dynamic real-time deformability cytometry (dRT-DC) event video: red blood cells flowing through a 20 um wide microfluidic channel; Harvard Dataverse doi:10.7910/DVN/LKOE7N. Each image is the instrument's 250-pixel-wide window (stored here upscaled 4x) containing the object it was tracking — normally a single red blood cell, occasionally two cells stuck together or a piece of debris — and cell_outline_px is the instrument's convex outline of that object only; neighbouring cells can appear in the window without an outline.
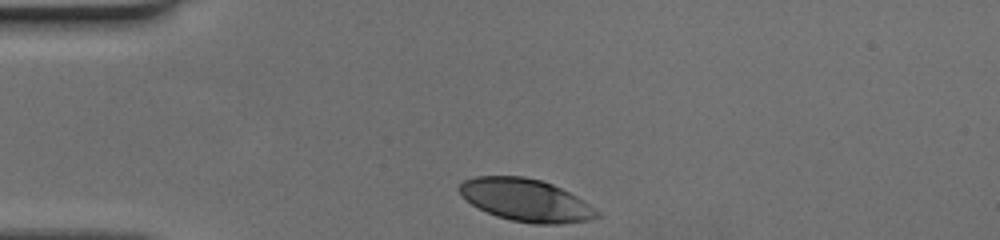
{"species": "human", "species_latin": "Homo sapiens", "temperature_condition": "cold", "stored_images_in_passage": 29, "camera_frame_rate_fps": 3000, "um_per_image_px": 0.085, "donor": {"sex": "female"}, "frame": {"image": 1, "passage_image": 1, "time_ms": 0.0, "image_size_px": [1000, 240], "cell_outline_px": [[600, 216], [588, 220], [560, 224], [532, 224], [512, 220], [496, 216], [472, 204], [460, 192], [460, 184], [464, 180], [476, 176], [524, 176], [540, 180], [552, 184], [584, 200], [600, 212]], "centroid_in_image_um": [44.74, 17.01], "position_along_channel_um": 40.3, "area_um2": 33.7}}
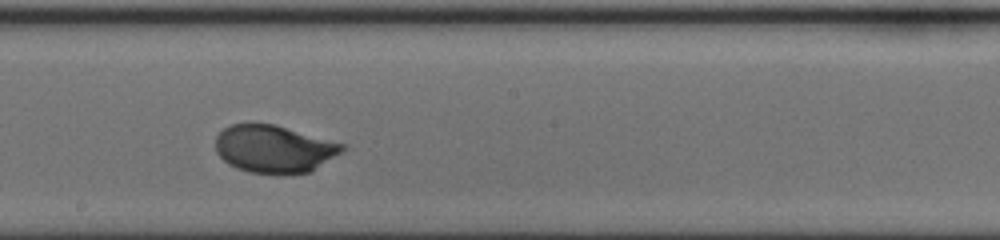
{"frame": {"image": 2, "passage_image": 17, "time_ms": 5.333, "image_size_px": [1000, 240], "cell_outline_px": [[348, 148], [308, 172], [280, 176], [248, 172], [236, 168], [228, 164], [216, 152], [216, 136], [224, 128], [232, 124], [248, 120], [276, 124], [348, 144]], "centroid_in_image_um": [23.29, 12.63], "position_along_channel_um": 224.9, "area_um2": 36.3}}
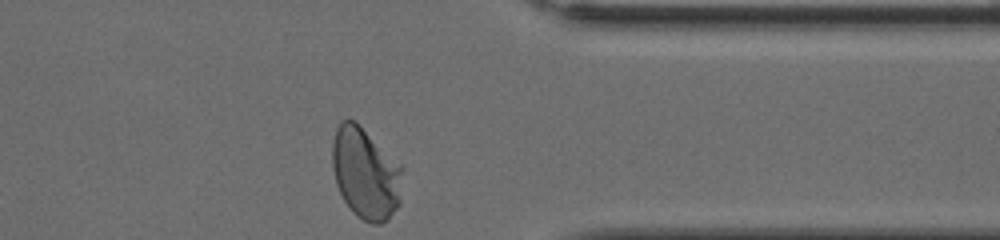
{"frame": {"image": 3, "passage_image": 29, "time_ms": 9.333, "image_size_px": [1000, 240], "cell_outline_px": [[404, 168], [400, 204], [388, 220], [380, 224], [372, 224], [356, 216], [352, 212], [344, 200], [336, 184], [332, 168], [332, 144], [336, 128], [344, 120], [356, 120], [404, 164]], "centroid_in_image_um": [31.13, 14.72], "position_along_channel_um": 380.3, "area_um2": 38.49}}